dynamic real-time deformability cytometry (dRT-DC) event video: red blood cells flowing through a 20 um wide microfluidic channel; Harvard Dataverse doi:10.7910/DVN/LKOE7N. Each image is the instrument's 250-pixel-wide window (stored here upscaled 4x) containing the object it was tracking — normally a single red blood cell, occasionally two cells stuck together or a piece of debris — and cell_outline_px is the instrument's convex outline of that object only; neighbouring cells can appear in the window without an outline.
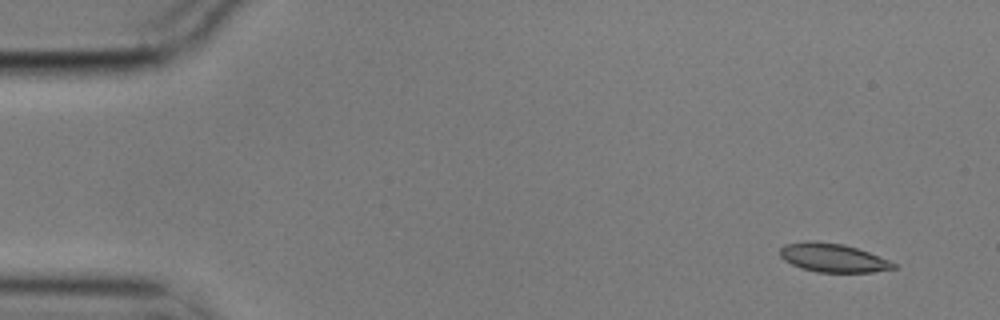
{"species": "common noctule bat (a hibernating species)", "species_latin": "Nyctalus noctula", "temperature_condition": "cold", "stored_images_in_passage": 9, "camera_frame_rate_fps": 3000, "um_per_image_px": 0.085, "animal": {"sex": "male", "body_mass_g": 17.9}, "frame": {"image": 1, "passage_image": 1, "time_ms": 0.0, "image_size_px": [1000, 320], "cell_outline_px": [[896, 268], [872, 272], [816, 272], [800, 268], [784, 260], [780, 256], [780, 248], [784, 244], [808, 240], [816, 240], [844, 244], [868, 252], [888, 260], [896, 264]], "centroid_in_image_um": [70.75, 21.9], "position_along_channel_um": 14.2, "area_um2": 19.02}}
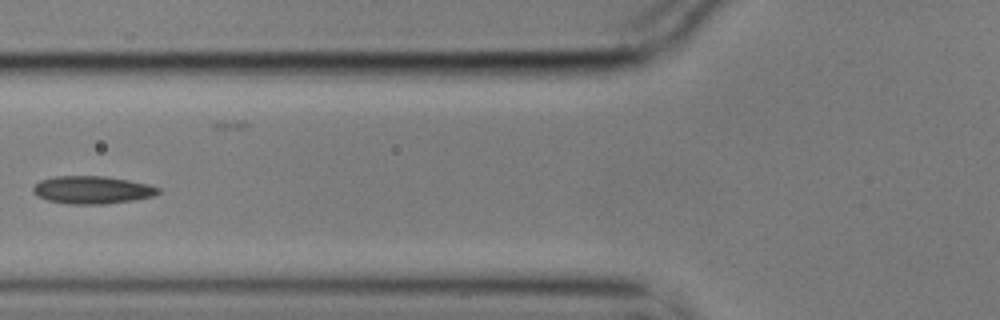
{"frame": {"image": 2, "passage_image": 6, "time_ms": 1.667, "image_size_px": [1000, 320], "cell_outline_px": [[160, 192], [152, 196], [132, 200], [104, 204], [68, 204], [48, 200], [36, 196], [32, 192], [32, 188], [40, 180], [52, 176], [104, 176], [128, 180], [148, 184], [160, 188]], "centroid_in_image_um": [7.79, 16.14], "position_along_channel_um": 118.0, "area_um2": 20.23}}
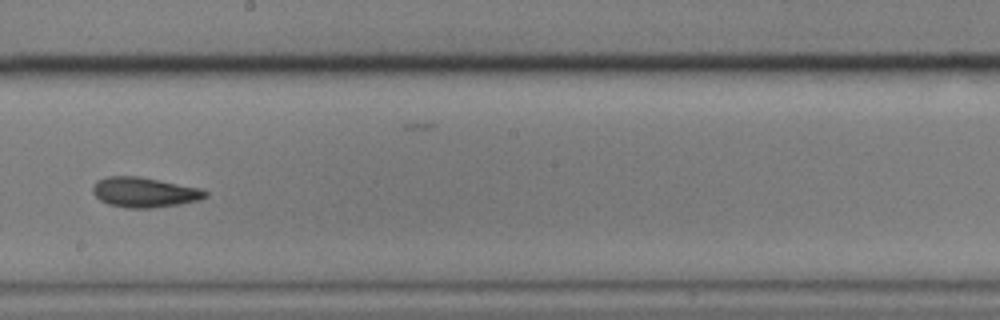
{"frame": {"image": 3, "passage_image": 9, "time_ms": 2.667, "image_size_px": [1000, 320], "cell_outline_px": [[208, 196], [200, 200], [180, 204], [152, 208], [128, 208], [108, 204], [100, 200], [92, 192], [92, 188], [96, 180], [108, 176], [140, 176], [200, 188], [208, 192]], "centroid_in_image_um": [12.27, 16.34], "position_along_channel_um": 235.9, "area_um2": 19.83}}